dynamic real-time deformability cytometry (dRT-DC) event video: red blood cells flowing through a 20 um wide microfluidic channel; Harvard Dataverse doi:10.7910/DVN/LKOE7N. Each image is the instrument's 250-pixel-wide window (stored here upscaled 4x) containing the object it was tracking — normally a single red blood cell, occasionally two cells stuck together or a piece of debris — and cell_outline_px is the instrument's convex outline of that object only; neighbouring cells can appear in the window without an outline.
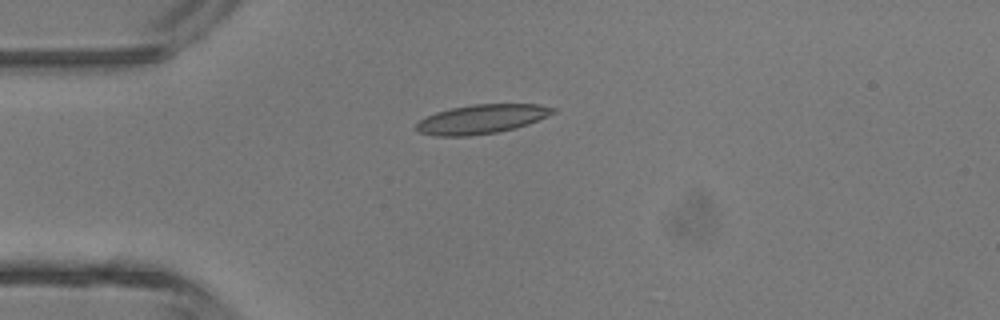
{"species": "common noctule bat (a hibernating species)", "species_latin": "Nyctalus noctula", "temperature_condition": "room temperature", "stored_images_in_passage": 1, "camera_frame_rate_fps": 3000, "um_per_image_px": 0.085, "animal": {"sex": "male", "body_mass_g": 13.3}, "frame": {"image": 1, "passage_image": 1, "time_ms": 0.0, "image_size_px": [1000, 320], "cell_outline_px": [[556, 112], [528, 124], [516, 128], [496, 132], [468, 136], [436, 136], [420, 132], [416, 128], [416, 124], [420, 120], [436, 112], [452, 108], [472, 104], [540, 104], [556, 108]], "centroid_in_image_um": [40.96, 10.12], "position_along_channel_um": 44.0, "area_um2": 23.06}}